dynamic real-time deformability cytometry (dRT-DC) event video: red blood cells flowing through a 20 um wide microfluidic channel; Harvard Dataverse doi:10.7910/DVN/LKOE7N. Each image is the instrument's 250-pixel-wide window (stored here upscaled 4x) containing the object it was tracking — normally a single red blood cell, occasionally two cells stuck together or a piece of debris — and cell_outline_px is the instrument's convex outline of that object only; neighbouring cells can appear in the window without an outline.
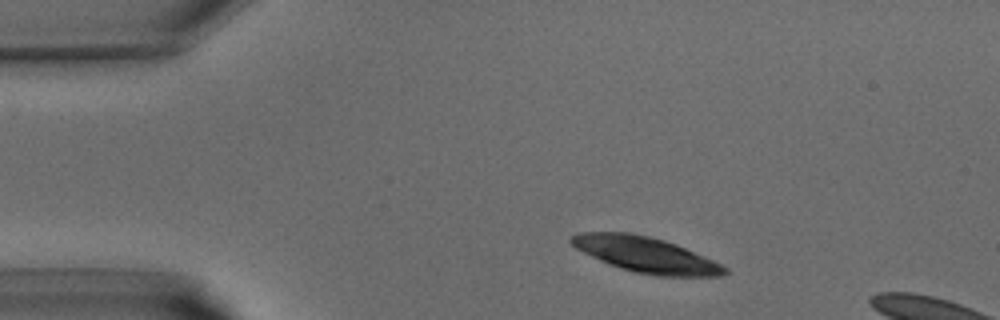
{"species": "common noctule bat (a hibernating species)", "species_latin": "Nyctalus noctula", "temperature_condition": "warm", "stored_images_in_passage": 35, "camera_frame_rate_fps": 3000, "um_per_image_px": 0.085, "animal": {"sex": "male", "body_mass_g": 15.6}, "frame": {"image": 1, "passage_image": 1, "time_ms": 0.0, "image_size_px": [1000, 320], "cell_outline_px": [[728, 272], [720, 276], [660, 276], [636, 272], [608, 264], [576, 248], [568, 240], [572, 236], [580, 232], [632, 232], [664, 240], [676, 244], [712, 260], [728, 268]], "centroid_in_image_um": [54.88, 21.64], "position_along_channel_um": 30.1, "area_um2": 31.33}}
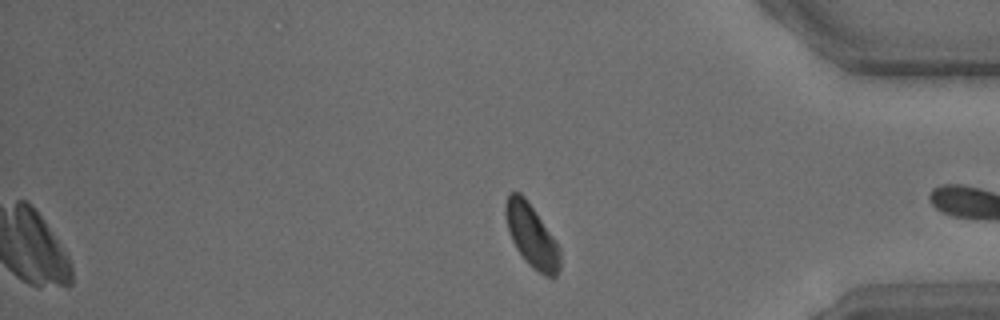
{"frame": {"image": 2, "passage_image": 35, "time_ms": 11.333, "image_size_px": [1000, 320], "cell_outline_px": [[560, 268], [556, 276], [548, 276], [540, 272], [528, 264], [524, 260], [516, 248], [512, 240], [504, 216], [504, 204], [508, 192], [520, 192], [524, 196], [556, 240], [560, 248]], "centroid_in_image_um": [45.17, 20.01], "position_along_channel_um": 390.0, "area_um2": 19.94}}